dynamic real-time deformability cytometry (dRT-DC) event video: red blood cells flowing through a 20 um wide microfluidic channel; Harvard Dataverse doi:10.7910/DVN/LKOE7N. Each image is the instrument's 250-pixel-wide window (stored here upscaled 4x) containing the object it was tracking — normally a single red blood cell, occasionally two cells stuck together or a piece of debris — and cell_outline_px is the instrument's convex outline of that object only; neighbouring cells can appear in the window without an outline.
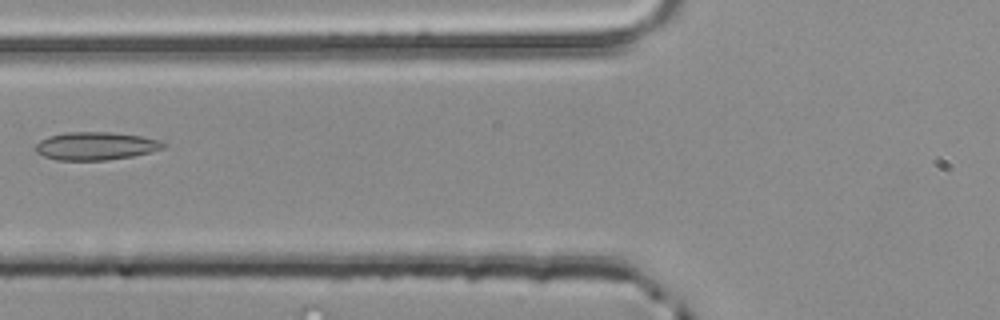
{"species": "common noctule bat (a hibernating species)", "species_latin": "Nyctalus noctula", "temperature_condition": "room temperature", "stored_images_in_passage": 2, "camera_frame_rate_fps": 3000, "um_per_image_px": 0.085, "animal": {"sex": "male", "body_mass_g": 20.4}, "frame": {"image": 1, "passage_image": 2, "time_ms": 0.333, "image_size_px": [1000, 320], "cell_outline_px": [[168, 144], [164, 148], [152, 152], [132, 156], [108, 160], [56, 160], [44, 156], [36, 152], [36, 144], [40, 140], [48, 136], [64, 132], [112, 132], [140, 136], [160, 140]], "centroid_in_image_um": [8.15, 12.4], "position_along_channel_um": 117.6, "area_um2": 20.98}}